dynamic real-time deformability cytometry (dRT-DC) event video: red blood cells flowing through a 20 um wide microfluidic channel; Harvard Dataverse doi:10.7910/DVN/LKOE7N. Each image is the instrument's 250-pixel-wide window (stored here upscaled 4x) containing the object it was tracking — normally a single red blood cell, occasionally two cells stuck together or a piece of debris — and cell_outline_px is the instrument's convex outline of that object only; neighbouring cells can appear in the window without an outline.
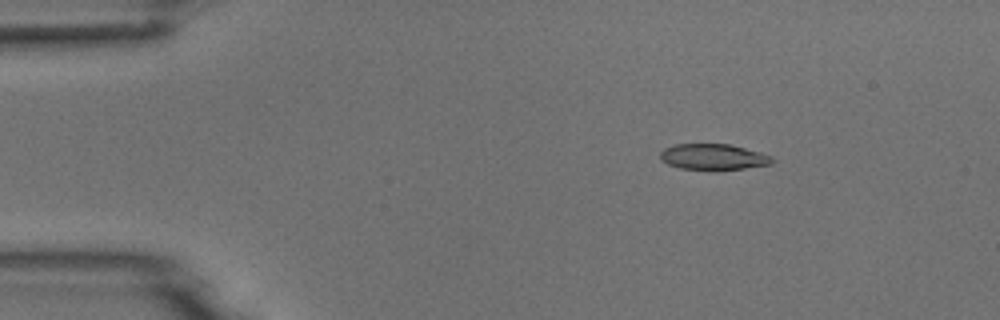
{"species": "common noctule bat (a hibernating species)", "species_latin": "Nyctalus noctula", "temperature_condition": "room temperature", "stored_images_in_passage": 5, "camera_frame_rate_fps": 3000, "um_per_image_px": 0.085, "animal": {"sex": "male", "body_mass_g": 18.8}, "frame": {"image": 1, "passage_image": 3, "time_ms": 2.0, "image_size_px": [1000, 320], "cell_outline_px": [[776, 160], [772, 164], [716, 172], [712, 172], [680, 168], [668, 164], [660, 160], [660, 152], [664, 148], [676, 144], [732, 144], [760, 152], [772, 156]], "centroid_in_image_um": [60.65, 13.36], "position_along_channel_um": 24.4, "area_um2": 17.57}}